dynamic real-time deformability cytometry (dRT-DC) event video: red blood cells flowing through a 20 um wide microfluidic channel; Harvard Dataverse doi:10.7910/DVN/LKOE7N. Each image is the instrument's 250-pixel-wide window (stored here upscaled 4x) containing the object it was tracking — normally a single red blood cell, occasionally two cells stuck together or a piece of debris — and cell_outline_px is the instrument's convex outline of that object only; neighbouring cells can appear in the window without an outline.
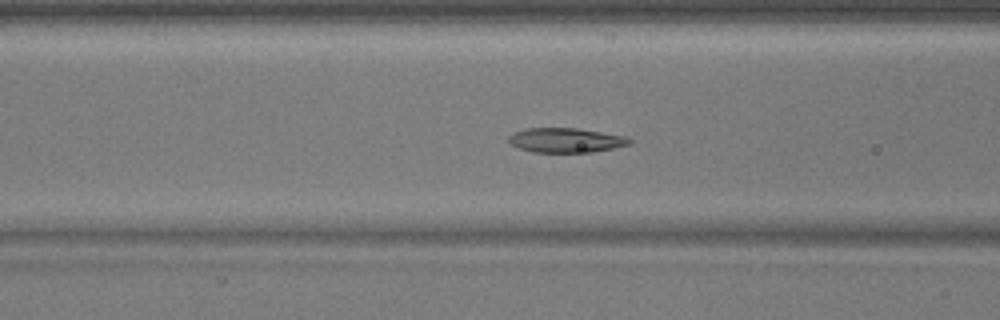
{"species": "common noctule bat (a hibernating species)", "species_latin": "Nyctalus noctula", "temperature_condition": "warm", "stored_images_in_passage": 29, "camera_frame_rate_fps": 3000, "um_per_image_px": 0.085, "animal": {"sex": "male", "body_mass_g": 17.9}, "frame": {"image": 1, "passage_image": 8, "time_ms": 2.333, "image_size_px": [1000, 320], "cell_outline_px": [[632, 144], [592, 152], [532, 152], [520, 148], [512, 144], [508, 140], [508, 136], [524, 128], [576, 128], [628, 136], [632, 140]], "centroid_in_image_um": [48.13, 11.91], "position_along_channel_um": 118.5, "area_um2": 17.28}}
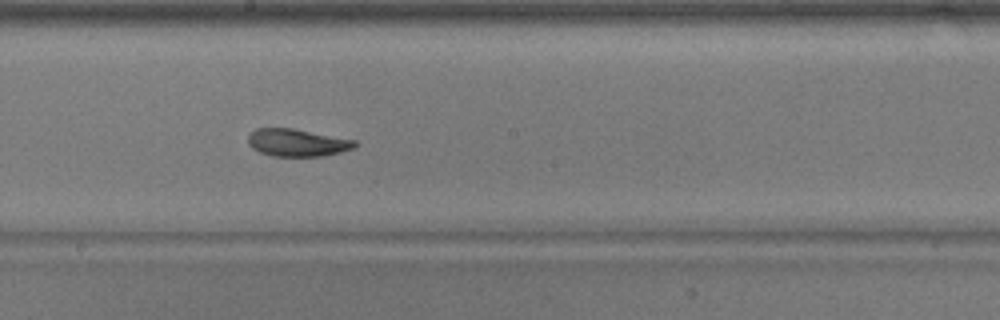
{"frame": {"image": 2, "passage_image": 16, "time_ms": 5.0, "image_size_px": [1000, 320], "cell_outline_px": [[356, 148], [324, 156], [272, 156], [260, 152], [252, 148], [248, 144], [248, 136], [256, 128], [292, 128], [356, 140]], "centroid_in_image_um": [25.27, 12.13], "position_along_channel_um": 222.9, "area_um2": 17.11}}
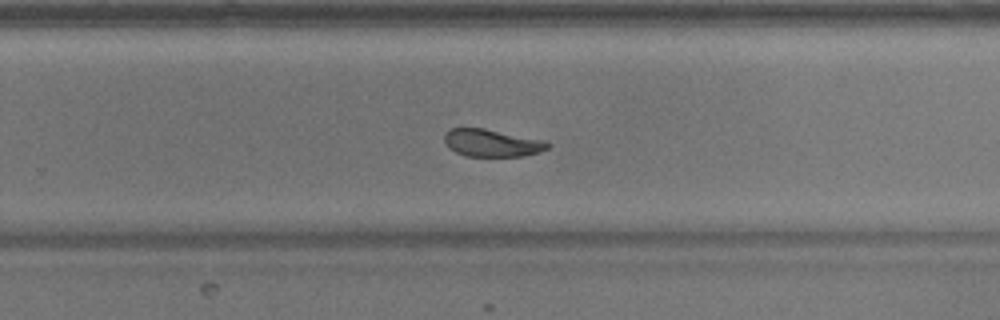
{"frame": {"image": 3, "passage_image": 21, "time_ms": 6.667, "image_size_px": [1000, 320], "cell_outline_px": [[552, 144], [548, 148], [540, 152], [524, 156], [464, 156], [448, 148], [444, 140], [444, 132], [448, 128], [484, 128], [544, 140]], "centroid_in_image_um": [41.79, 12.15], "position_along_channel_um": 288.0, "area_um2": 16.7}}